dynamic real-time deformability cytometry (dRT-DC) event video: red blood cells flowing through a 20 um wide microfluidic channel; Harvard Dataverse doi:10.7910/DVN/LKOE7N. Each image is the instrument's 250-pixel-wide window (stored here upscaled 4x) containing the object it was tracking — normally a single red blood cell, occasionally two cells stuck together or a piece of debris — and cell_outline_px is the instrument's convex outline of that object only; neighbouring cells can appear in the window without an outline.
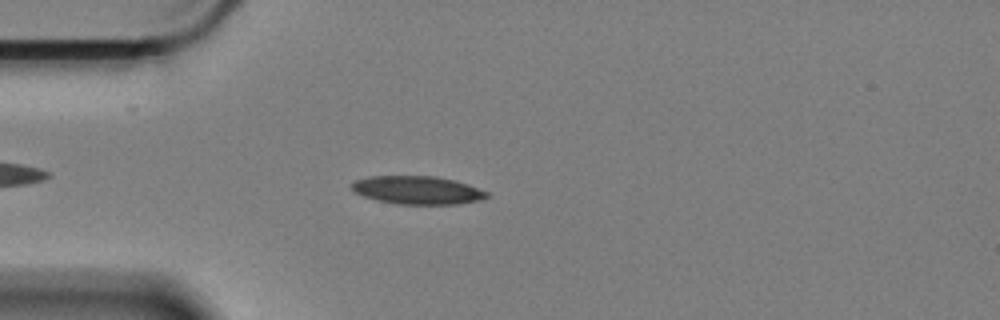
{"species": "Egyptian fruit bat (a non-hibernating species)", "species_latin": "Rousettus aegyptiacus", "temperature_condition": "cold", "stored_images_in_passage": 44, "camera_frame_rate_fps": 3000, "um_per_image_px": 0.085, "animal": {"sex": "female"}, "frame": {"image": 1, "passage_image": 7, "time_ms": 2.0, "image_size_px": [1000, 320], "cell_outline_px": [[488, 196], [480, 200], [460, 204], [396, 204], [364, 196], [356, 192], [352, 188], [352, 184], [356, 180], [372, 176], [436, 176], [468, 184], [488, 192]], "centroid_in_image_um": [35.52, 16.16], "position_along_channel_um": 49.5, "area_um2": 21.91}}
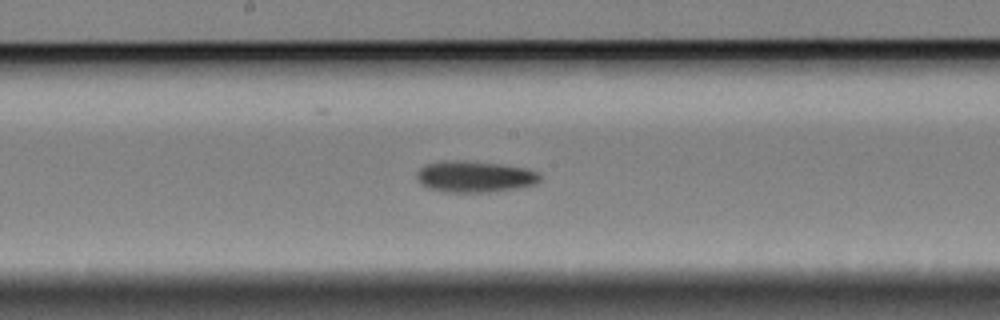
{"frame": {"image": 2, "passage_image": 22, "time_ms": 7.0, "image_size_px": [1000, 320], "cell_outline_px": [[540, 180], [536, 184], [496, 192], [444, 192], [428, 188], [420, 184], [416, 176], [416, 172], [420, 168], [428, 164], [444, 160], [456, 160], [500, 164], [524, 168], [536, 172], [540, 176]], "centroid_in_image_um": [40.31, 15.02], "position_along_channel_um": 207.9, "area_um2": 22.48}}
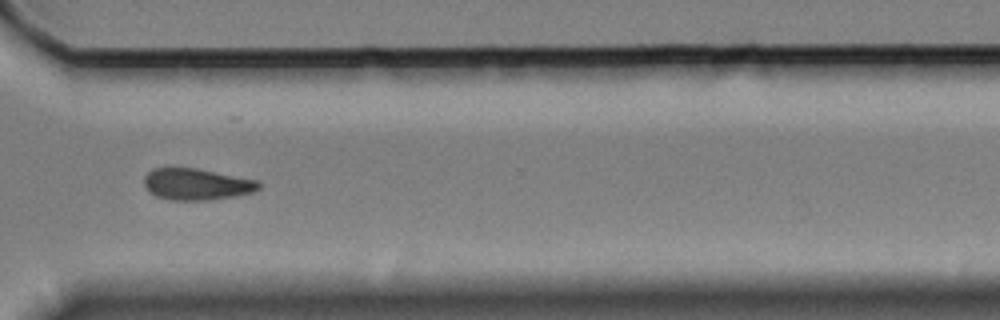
{"frame": {"image": 3, "passage_image": 35, "time_ms": 11.333, "image_size_px": [1000, 320], "cell_outline_px": [[260, 188], [252, 192], [236, 196], [212, 200], [168, 200], [156, 196], [144, 184], [144, 176], [152, 168], [196, 168], [256, 180], [260, 184]], "centroid_in_image_um": [16.7, 15.66], "position_along_channel_um": 353.9, "area_um2": 20.92}, "authors_computed_cell_mechanics": {"area_um2": 21.7039, "velocity_mm_per_s": 3.3766, "shape_relaxation_time_tau1_ms": 4.3901, "shape_relaxation_time_tau2_ms": null, "deformation_change_tau1": 0.128, "deformation_change_tau2": null}}